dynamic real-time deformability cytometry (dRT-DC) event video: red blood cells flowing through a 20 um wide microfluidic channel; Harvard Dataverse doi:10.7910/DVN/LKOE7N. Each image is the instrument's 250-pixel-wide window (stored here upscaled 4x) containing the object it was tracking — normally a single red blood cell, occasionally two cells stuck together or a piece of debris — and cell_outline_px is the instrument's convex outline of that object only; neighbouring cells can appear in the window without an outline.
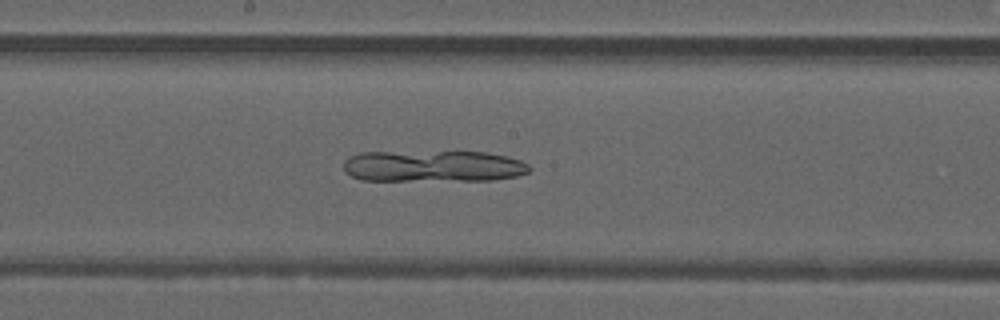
{"species": "common noctule bat (a hibernating species)", "species_latin": "Nyctalus noctula", "temperature_condition": "warm", "stored_images_in_passage": 48, "camera_frame_rate_fps": 3000, "um_per_image_px": 0.085, "animal": {"sex": "male", "forearm_length_mm": 52.5}, "frame": {"image": 1, "passage_image": 26, "time_ms": 8.333, "image_size_px": [1000, 320], "cell_outline_px": [[532, 168], [528, 172], [516, 176], [492, 180], [360, 180], [344, 172], [344, 160], [348, 156], [360, 152], [488, 152], [508, 156], [520, 160], [528, 164]], "centroid_in_image_um": [36.81, 14.12], "position_along_channel_um": 211.4, "area_um2": 34.28}}
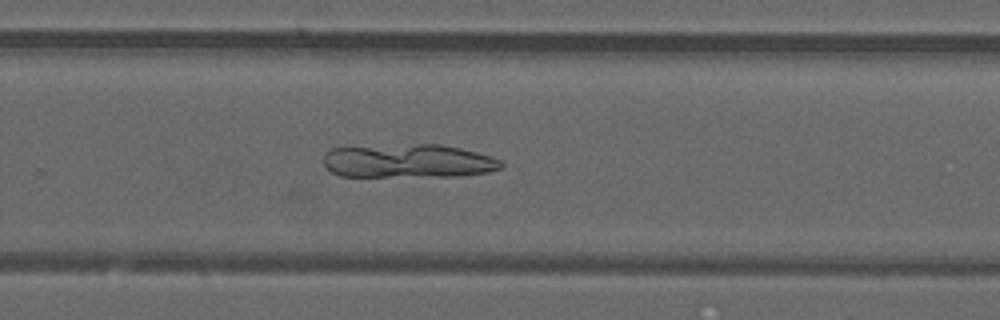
{"frame": {"image": 2, "passage_image": 32, "time_ms": 10.333, "image_size_px": [1000, 320], "cell_outline_px": [[504, 164], [500, 168], [488, 172], [456, 176], [340, 176], [332, 172], [324, 164], [324, 156], [332, 148], [420, 144], [440, 144], [460, 148], [492, 156], [500, 160]], "centroid_in_image_um": [34.74, 13.69], "position_along_channel_um": 295.1, "area_um2": 34.56}}
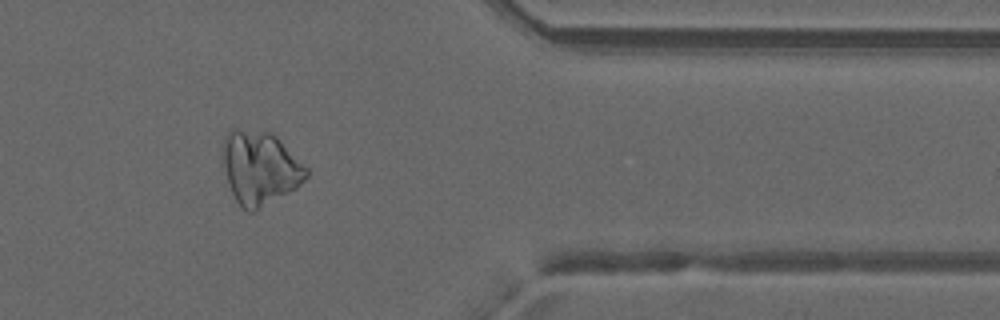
{"frame": {"image": 3, "passage_image": 40, "time_ms": 13.0, "image_size_px": [1000, 320], "cell_outline_px": [[308, 176], [296, 188], [252, 212], [248, 212], [236, 200], [232, 192], [220, 164], [220, 152], [224, 136], [232, 128], [240, 128], [272, 132], [308, 168]], "centroid_in_image_um": [22.03, 14.22], "position_along_channel_um": 389.4, "area_um2": 36.18}}